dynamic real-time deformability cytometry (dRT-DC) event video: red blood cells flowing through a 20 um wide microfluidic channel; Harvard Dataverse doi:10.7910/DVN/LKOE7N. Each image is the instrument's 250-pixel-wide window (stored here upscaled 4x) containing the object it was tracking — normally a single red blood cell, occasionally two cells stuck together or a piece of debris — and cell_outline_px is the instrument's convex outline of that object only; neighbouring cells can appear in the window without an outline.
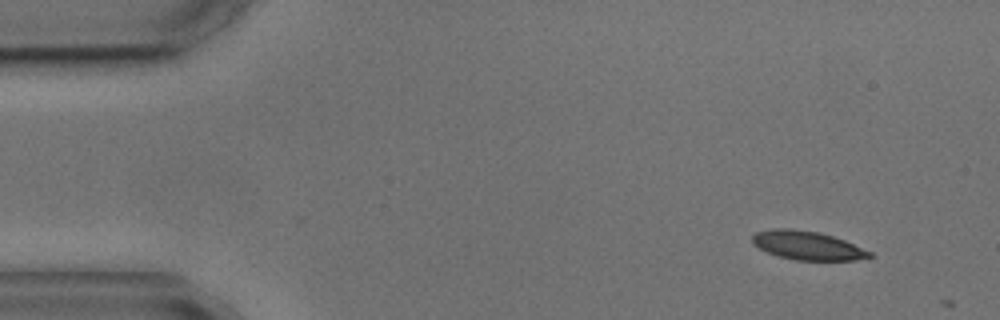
{"species": "common noctule bat (a hibernating species)", "species_latin": "Nyctalus noctula", "temperature_condition": "cold", "stored_images_in_passage": 2, "camera_frame_rate_fps": 3000, "um_per_image_px": 0.085, "animal": {"sex": "male", "body_mass_g": 17.9, "forearm_length_mm": 54.2}, "frame": {"image": 1, "passage_image": 1, "time_ms": 0.0, "image_size_px": [1000, 320], "cell_outline_px": [[872, 256], [856, 260], [796, 260], [780, 256], [768, 252], [752, 244], [752, 236], [756, 232], [772, 228], [788, 228], [820, 232], [844, 240], [872, 252]], "centroid_in_image_um": [68.61, 20.85], "position_along_channel_um": 16.4, "area_um2": 19.48}}